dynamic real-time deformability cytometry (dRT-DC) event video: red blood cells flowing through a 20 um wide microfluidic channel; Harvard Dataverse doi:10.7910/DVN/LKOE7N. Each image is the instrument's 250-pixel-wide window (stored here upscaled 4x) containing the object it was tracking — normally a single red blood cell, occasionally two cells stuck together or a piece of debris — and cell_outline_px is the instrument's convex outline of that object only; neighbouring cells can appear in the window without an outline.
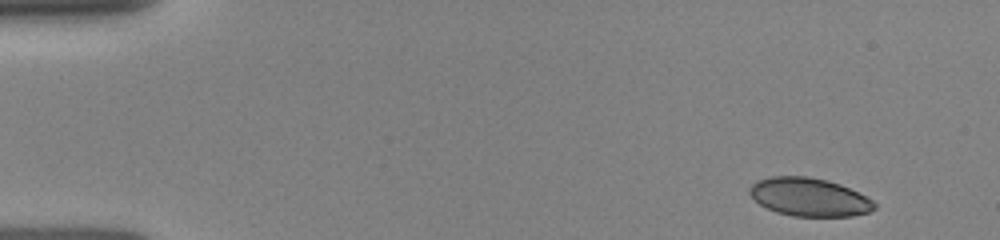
{"species": "human", "species_latin": "Homo sapiens", "temperature_condition": "room temperature", "stored_images_in_passage": 4, "camera_frame_rate_fps": 3000, "um_per_image_px": 0.085, "donor": {"sex": "female"}, "frame": {"image": 1, "passage_image": 1, "time_ms": 0.0, "image_size_px": [1000, 240], "cell_outline_px": [[876, 208], [868, 212], [852, 216], [792, 216], [776, 212], [760, 204], [748, 192], [748, 188], [756, 180], [772, 176], [808, 176], [828, 180], [840, 184], [872, 200], [876, 204]], "centroid_in_image_um": [68.76, 16.74], "position_along_channel_um": 16.2, "area_um2": 27.74}}
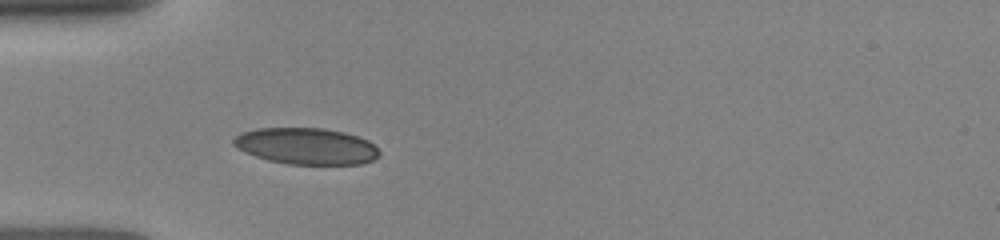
{"frame": {"image": 2, "passage_image": 4, "time_ms": 3.667, "image_size_px": [1000, 240], "cell_outline_px": [[380, 156], [364, 164], [288, 164], [268, 160], [244, 152], [232, 144], [232, 140], [240, 132], [256, 128], [324, 128], [344, 132], [368, 140], [380, 152]], "centroid_in_image_um": [26.02, 12.42], "position_along_channel_um": 59.0, "area_um2": 31.04}}